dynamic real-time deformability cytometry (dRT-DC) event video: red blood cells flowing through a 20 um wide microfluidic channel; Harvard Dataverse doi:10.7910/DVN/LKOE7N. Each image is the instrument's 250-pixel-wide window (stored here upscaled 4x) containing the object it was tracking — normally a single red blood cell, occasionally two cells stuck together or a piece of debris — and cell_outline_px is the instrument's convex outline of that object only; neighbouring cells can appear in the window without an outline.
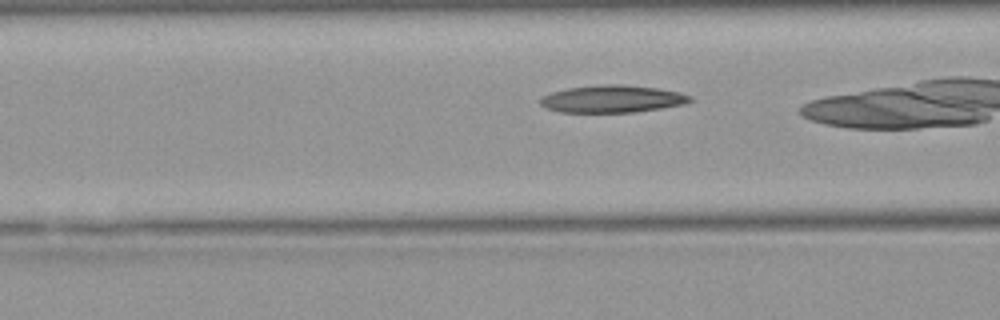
{"species": "Egyptian fruit bat (a non-hibernating species)", "species_latin": "Rousettus aegyptiacus", "temperature_condition": "warm", "stored_images_in_passage": 23, "camera_frame_rate_fps": 3000, "um_per_image_px": 0.085, "animal": {"sex": "female"}, "frame": {"image": 1, "passage_image": 4, "time_ms": 1.0, "image_size_px": [1000, 320], "cell_outline_px": [[692, 100], [684, 104], [636, 112], [560, 112], [544, 108], [536, 100], [540, 96], [552, 92], [568, 88], [604, 84], [612, 84], [656, 88], [680, 92], [692, 96]], "centroid_in_image_um": [51.98, 8.41], "position_along_channel_um": 114.6, "area_um2": 23.87}}
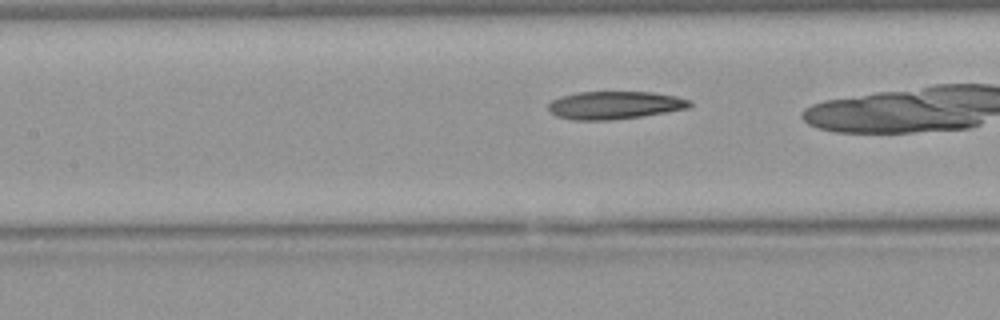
{"frame": {"image": 2, "passage_image": 7, "time_ms": 2.0, "image_size_px": [1000, 320], "cell_outline_px": [[692, 104], [688, 108], [668, 112], [612, 120], [572, 120], [556, 116], [548, 108], [548, 104], [552, 100], [560, 96], [576, 92], [652, 92], [676, 96], [692, 100]], "centroid_in_image_um": [52.25, 8.94], "position_along_channel_um": 155.1, "area_um2": 23.06}}